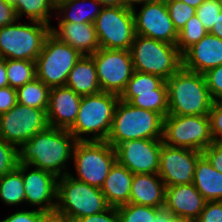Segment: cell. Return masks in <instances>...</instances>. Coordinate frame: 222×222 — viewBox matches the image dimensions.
<instances>
[{"mask_svg":"<svg viewBox=\"0 0 222 222\" xmlns=\"http://www.w3.org/2000/svg\"><path fill=\"white\" fill-rule=\"evenodd\" d=\"M101 9L97 0H60L56 2L55 19L58 22L94 23Z\"/></svg>","mask_w":222,"mask_h":222,"instance_id":"26","label":"cell"},{"mask_svg":"<svg viewBox=\"0 0 222 222\" xmlns=\"http://www.w3.org/2000/svg\"><path fill=\"white\" fill-rule=\"evenodd\" d=\"M39 222H71V221L57 212H50V213H45L40 218Z\"/></svg>","mask_w":222,"mask_h":222,"instance_id":"46","label":"cell"},{"mask_svg":"<svg viewBox=\"0 0 222 222\" xmlns=\"http://www.w3.org/2000/svg\"><path fill=\"white\" fill-rule=\"evenodd\" d=\"M170 18L177 32H179L185 23L196 15V9L179 0H165Z\"/></svg>","mask_w":222,"mask_h":222,"instance_id":"34","label":"cell"},{"mask_svg":"<svg viewBox=\"0 0 222 222\" xmlns=\"http://www.w3.org/2000/svg\"><path fill=\"white\" fill-rule=\"evenodd\" d=\"M213 168L222 173V143H212L202 151Z\"/></svg>","mask_w":222,"mask_h":222,"instance_id":"42","label":"cell"},{"mask_svg":"<svg viewBox=\"0 0 222 222\" xmlns=\"http://www.w3.org/2000/svg\"><path fill=\"white\" fill-rule=\"evenodd\" d=\"M201 155L202 152L169 146L162 141L158 175L166 186L191 184Z\"/></svg>","mask_w":222,"mask_h":222,"instance_id":"16","label":"cell"},{"mask_svg":"<svg viewBox=\"0 0 222 222\" xmlns=\"http://www.w3.org/2000/svg\"><path fill=\"white\" fill-rule=\"evenodd\" d=\"M182 59L185 69L205 74L222 65V39L208 32L182 55Z\"/></svg>","mask_w":222,"mask_h":222,"instance_id":"20","label":"cell"},{"mask_svg":"<svg viewBox=\"0 0 222 222\" xmlns=\"http://www.w3.org/2000/svg\"><path fill=\"white\" fill-rule=\"evenodd\" d=\"M25 205L45 213L55 212L58 177L51 172L22 164Z\"/></svg>","mask_w":222,"mask_h":222,"instance_id":"18","label":"cell"},{"mask_svg":"<svg viewBox=\"0 0 222 222\" xmlns=\"http://www.w3.org/2000/svg\"><path fill=\"white\" fill-rule=\"evenodd\" d=\"M102 7H128L127 0H97Z\"/></svg>","mask_w":222,"mask_h":222,"instance_id":"48","label":"cell"},{"mask_svg":"<svg viewBox=\"0 0 222 222\" xmlns=\"http://www.w3.org/2000/svg\"><path fill=\"white\" fill-rule=\"evenodd\" d=\"M168 115L208 116L213 99L204 74L183 66L166 81Z\"/></svg>","mask_w":222,"mask_h":222,"instance_id":"2","label":"cell"},{"mask_svg":"<svg viewBox=\"0 0 222 222\" xmlns=\"http://www.w3.org/2000/svg\"><path fill=\"white\" fill-rule=\"evenodd\" d=\"M72 161L76 176L69 172L71 177L101 188L116 162L115 148L106 141H77Z\"/></svg>","mask_w":222,"mask_h":222,"instance_id":"8","label":"cell"},{"mask_svg":"<svg viewBox=\"0 0 222 222\" xmlns=\"http://www.w3.org/2000/svg\"><path fill=\"white\" fill-rule=\"evenodd\" d=\"M22 164L0 178V199L7 206H25ZM23 203V204H22Z\"/></svg>","mask_w":222,"mask_h":222,"instance_id":"28","label":"cell"},{"mask_svg":"<svg viewBox=\"0 0 222 222\" xmlns=\"http://www.w3.org/2000/svg\"><path fill=\"white\" fill-rule=\"evenodd\" d=\"M8 83L11 88L18 89L36 78L35 61L4 59Z\"/></svg>","mask_w":222,"mask_h":222,"instance_id":"31","label":"cell"},{"mask_svg":"<svg viewBox=\"0 0 222 222\" xmlns=\"http://www.w3.org/2000/svg\"><path fill=\"white\" fill-rule=\"evenodd\" d=\"M165 195L166 185L158 173L133 175L129 203L164 208Z\"/></svg>","mask_w":222,"mask_h":222,"instance_id":"23","label":"cell"},{"mask_svg":"<svg viewBox=\"0 0 222 222\" xmlns=\"http://www.w3.org/2000/svg\"><path fill=\"white\" fill-rule=\"evenodd\" d=\"M192 183L207 202L222 201V173L203 154L197 160Z\"/></svg>","mask_w":222,"mask_h":222,"instance_id":"27","label":"cell"},{"mask_svg":"<svg viewBox=\"0 0 222 222\" xmlns=\"http://www.w3.org/2000/svg\"><path fill=\"white\" fill-rule=\"evenodd\" d=\"M119 100L118 95L103 91L82 96L77 118L68 129L76 141H106Z\"/></svg>","mask_w":222,"mask_h":222,"instance_id":"3","label":"cell"},{"mask_svg":"<svg viewBox=\"0 0 222 222\" xmlns=\"http://www.w3.org/2000/svg\"><path fill=\"white\" fill-rule=\"evenodd\" d=\"M208 31L200 22L197 15L190 18L185 26L178 32V39L176 46L183 55L191 46L199 42Z\"/></svg>","mask_w":222,"mask_h":222,"instance_id":"32","label":"cell"},{"mask_svg":"<svg viewBox=\"0 0 222 222\" xmlns=\"http://www.w3.org/2000/svg\"><path fill=\"white\" fill-rule=\"evenodd\" d=\"M8 4L13 5L14 7L19 3V0H5Z\"/></svg>","mask_w":222,"mask_h":222,"instance_id":"52","label":"cell"},{"mask_svg":"<svg viewBox=\"0 0 222 222\" xmlns=\"http://www.w3.org/2000/svg\"><path fill=\"white\" fill-rule=\"evenodd\" d=\"M65 86L81 96L101 92L96 67L91 55H83L70 71Z\"/></svg>","mask_w":222,"mask_h":222,"instance_id":"25","label":"cell"},{"mask_svg":"<svg viewBox=\"0 0 222 222\" xmlns=\"http://www.w3.org/2000/svg\"><path fill=\"white\" fill-rule=\"evenodd\" d=\"M18 165L17 147L0 138V178Z\"/></svg>","mask_w":222,"mask_h":222,"instance_id":"36","label":"cell"},{"mask_svg":"<svg viewBox=\"0 0 222 222\" xmlns=\"http://www.w3.org/2000/svg\"><path fill=\"white\" fill-rule=\"evenodd\" d=\"M16 20L15 7L5 0H0V27L10 25Z\"/></svg>","mask_w":222,"mask_h":222,"instance_id":"44","label":"cell"},{"mask_svg":"<svg viewBox=\"0 0 222 222\" xmlns=\"http://www.w3.org/2000/svg\"><path fill=\"white\" fill-rule=\"evenodd\" d=\"M208 116L214 143H222V100L213 101Z\"/></svg>","mask_w":222,"mask_h":222,"instance_id":"38","label":"cell"},{"mask_svg":"<svg viewBox=\"0 0 222 222\" xmlns=\"http://www.w3.org/2000/svg\"><path fill=\"white\" fill-rule=\"evenodd\" d=\"M55 7L54 0H19L15 6V14L18 20L26 17L27 21H38L52 26L51 17L55 16Z\"/></svg>","mask_w":222,"mask_h":222,"instance_id":"29","label":"cell"},{"mask_svg":"<svg viewBox=\"0 0 222 222\" xmlns=\"http://www.w3.org/2000/svg\"><path fill=\"white\" fill-rule=\"evenodd\" d=\"M50 25L38 21L16 20L0 27V58L35 61L42 51Z\"/></svg>","mask_w":222,"mask_h":222,"instance_id":"7","label":"cell"},{"mask_svg":"<svg viewBox=\"0 0 222 222\" xmlns=\"http://www.w3.org/2000/svg\"><path fill=\"white\" fill-rule=\"evenodd\" d=\"M76 142L68 129L48 126L17 148L18 164L62 177L70 172L68 162L72 160Z\"/></svg>","mask_w":222,"mask_h":222,"instance_id":"1","label":"cell"},{"mask_svg":"<svg viewBox=\"0 0 222 222\" xmlns=\"http://www.w3.org/2000/svg\"><path fill=\"white\" fill-rule=\"evenodd\" d=\"M108 205L100 188L79 181L68 173L58 177L55 212L71 222L107 210Z\"/></svg>","mask_w":222,"mask_h":222,"instance_id":"5","label":"cell"},{"mask_svg":"<svg viewBox=\"0 0 222 222\" xmlns=\"http://www.w3.org/2000/svg\"><path fill=\"white\" fill-rule=\"evenodd\" d=\"M134 70L156 75L165 81L182 66V54L174 44L135 35L129 49Z\"/></svg>","mask_w":222,"mask_h":222,"instance_id":"6","label":"cell"},{"mask_svg":"<svg viewBox=\"0 0 222 222\" xmlns=\"http://www.w3.org/2000/svg\"><path fill=\"white\" fill-rule=\"evenodd\" d=\"M9 86L5 62L0 60V88Z\"/></svg>","mask_w":222,"mask_h":222,"instance_id":"49","label":"cell"},{"mask_svg":"<svg viewBox=\"0 0 222 222\" xmlns=\"http://www.w3.org/2000/svg\"><path fill=\"white\" fill-rule=\"evenodd\" d=\"M162 139H137L115 147L116 161L133 174L158 173Z\"/></svg>","mask_w":222,"mask_h":222,"instance_id":"17","label":"cell"},{"mask_svg":"<svg viewBox=\"0 0 222 222\" xmlns=\"http://www.w3.org/2000/svg\"><path fill=\"white\" fill-rule=\"evenodd\" d=\"M81 98V95L67 86L51 88L46 112L48 125L69 129L77 118Z\"/></svg>","mask_w":222,"mask_h":222,"instance_id":"19","label":"cell"},{"mask_svg":"<svg viewBox=\"0 0 222 222\" xmlns=\"http://www.w3.org/2000/svg\"><path fill=\"white\" fill-rule=\"evenodd\" d=\"M195 222H222V201H208Z\"/></svg>","mask_w":222,"mask_h":222,"instance_id":"40","label":"cell"},{"mask_svg":"<svg viewBox=\"0 0 222 222\" xmlns=\"http://www.w3.org/2000/svg\"><path fill=\"white\" fill-rule=\"evenodd\" d=\"M153 222H195V220L179 215H174L165 209H162L157 214Z\"/></svg>","mask_w":222,"mask_h":222,"instance_id":"45","label":"cell"},{"mask_svg":"<svg viewBox=\"0 0 222 222\" xmlns=\"http://www.w3.org/2000/svg\"><path fill=\"white\" fill-rule=\"evenodd\" d=\"M157 0H127V6L132 8L138 4L145 3V2H152Z\"/></svg>","mask_w":222,"mask_h":222,"instance_id":"51","label":"cell"},{"mask_svg":"<svg viewBox=\"0 0 222 222\" xmlns=\"http://www.w3.org/2000/svg\"><path fill=\"white\" fill-rule=\"evenodd\" d=\"M138 5H141L139 12L136 6L131 8L134 16L135 34L176 45L178 32L170 18L165 0Z\"/></svg>","mask_w":222,"mask_h":222,"instance_id":"15","label":"cell"},{"mask_svg":"<svg viewBox=\"0 0 222 222\" xmlns=\"http://www.w3.org/2000/svg\"><path fill=\"white\" fill-rule=\"evenodd\" d=\"M162 138L163 117L159 113L118 101L106 142L115 148L130 140Z\"/></svg>","mask_w":222,"mask_h":222,"instance_id":"4","label":"cell"},{"mask_svg":"<svg viewBox=\"0 0 222 222\" xmlns=\"http://www.w3.org/2000/svg\"><path fill=\"white\" fill-rule=\"evenodd\" d=\"M179 1L184 2L187 5L197 9L203 3L204 0H179Z\"/></svg>","mask_w":222,"mask_h":222,"instance_id":"50","label":"cell"},{"mask_svg":"<svg viewBox=\"0 0 222 222\" xmlns=\"http://www.w3.org/2000/svg\"><path fill=\"white\" fill-rule=\"evenodd\" d=\"M48 126L45 110L17 103L0 115V138L18 148Z\"/></svg>","mask_w":222,"mask_h":222,"instance_id":"14","label":"cell"},{"mask_svg":"<svg viewBox=\"0 0 222 222\" xmlns=\"http://www.w3.org/2000/svg\"><path fill=\"white\" fill-rule=\"evenodd\" d=\"M82 56L50 33L35 60L36 77L50 89L65 86L70 71Z\"/></svg>","mask_w":222,"mask_h":222,"instance_id":"9","label":"cell"},{"mask_svg":"<svg viewBox=\"0 0 222 222\" xmlns=\"http://www.w3.org/2000/svg\"><path fill=\"white\" fill-rule=\"evenodd\" d=\"M75 222H120L117 208L109 207L107 210L77 219Z\"/></svg>","mask_w":222,"mask_h":222,"instance_id":"43","label":"cell"},{"mask_svg":"<svg viewBox=\"0 0 222 222\" xmlns=\"http://www.w3.org/2000/svg\"><path fill=\"white\" fill-rule=\"evenodd\" d=\"M17 103L16 89L10 86L0 88V115L10 111Z\"/></svg>","mask_w":222,"mask_h":222,"instance_id":"41","label":"cell"},{"mask_svg":"<svg viewBox=\"0 0 222 222\" xmlns=\"http://www.w3.org/2000/svg\"><path fill=\"white\" fill-rule=\"evenodd\" d=\"M25 208L15 210L14 213L9 214L4 219L0 220V222H39L40 218L45 214V212L37 210V209H31V208Z\"/></svg>","mask_w":222,"mask_h":222,"instance_id":"39","label":"cell"},{"mask_svg":"<svg viewBox=\"0 0 222 222\" xmlns=\"http://www.w3.org/2000/svg\"><path fill=\"white\" fill-rule=\"evenodd\" d=\"M162 140L169 146L202 152L214 143L209 116L167 115Z\"/></svg>","mask_w":222,"mask_h":222,"instance_id":"10","label":"cell"},{"mask_svg":"<svg viewBox=\"0 0 222 222\" xmlns=\"http://www.w3.org/2000/svg\"><path fill=\"white\" fill-rule=\"evenodd\" d=\"M94 26L104 49L129 50L136 35L130 7H102Z\"/></svg>","mask_w":222,"mask_h":222,"instance_id":"11","label":"cell"},{"mask_svg":"<svg viewBox=\"0 0 222 222\" xmlns=\"http://www.w3.org/2000/svg\"><path fill=\"white\" fill-rule=\"evenodd\" d=\"M56 26L50 27V33L82 55H92L100 48L94 23L58 22Z\"/></svg>","mask_w":222,"mask_h":222,"instance_id":"22","label":"cell"},{"mask_svg":"<svg viewBox=\"0 0 222 222\" xmlns=\"http://www.w3.org/2000/svg\"><path fill=\"white\" fill-rule=\"evenodd\" d=\"M119 99L135 107L157 112L163 118L168 115L167 85L164 79L156 75L134 71Z\"/></svg>","mask_w":222,"mask_h":222,"instance_id":"12","label":"cell"},{"mask_svg":"<svg viewBox=\"0 0 222 222\" xmlns=\"http://www.w3.org/2000/svg\"><path fill=\"white\" fill-rule=\"evenodd\" d=\"M164 208L128 203L117 207L120 222H153Z\"/></svg>","mask_w":222,"mask_h":222,"instance_id":"33","label":"cell"},{"mask_svg":"<svg viewBox=\"0 0 222 222\" xmlns=\"http://www.w3.org/2000/svg\"><path fill=\"white\" fill-rule=\"evenodd\" d=\"M209 33L222 39V10L218 14V18Z\"/></svg>","mask_w":222,"mask_h":222,"instance_id":"47","label":"cell"},{"mask_svg":"<svg viewBox=\"0 0 222 222\" xmlns=\"http://www.w3.org/2000/svg\"><path fill=\"white\" fill-rule=\"evenodd\" d=\"M221 10V0H204L196 9L198 19L208 32H210L213 28V24L216 22Z\"/></svg>","mask_w":222,"mask_h":222,"instance_id":"35","label":"cell"},{"mask_svg":"<svg viewBox=\"0 0 222 222\" xmlns=\"http://www.w3.org/2000/svg\"><path fill=\"white\" fill-rule=\"evenodd\" d=\"M16 92L18 103L47 112L50 88L37 77L16 89Z\"/></svg>","mask_w":222,"mask_h":222,"instance_id":"30","label":"cell"},{"mask_svg":"<svg viewBox=\"0 0 222 222\" xmlns=\"http://www.w3.org/2000/svg\"><path fill=\"white\" fill-rule=\"evenodd\" d=\"M204 77L213 101L222 100V65L208 70Z\"/></svg>","mask_w":222,"mask_h":222,"instance_id":"37","label":"cell"},{"mask_svg":"<svg viewBox=\"0 0 222 222\" xmlns=\"http://www.w3.org/2000/svg\"><path fill=\"white\" fill-rule=\"evenodd\" d=\"M206 202L193 183L166 186L164 209L171 214L196 220Z\"/></svg>","mask_w":222,"mask_h":222,"instance_id":"21","label":"cell"},{"mask_svg":"<svg viewBox=\"0 0 222 222\" xmlns=\"http://www.w3.org/2000/svg\"><path fill=\"white\" fill-rule=\"evenodd\" d=\"M91 56L101 91L120 96L135 71L130 51L99 48Z\"/></svg>","mask_w":222,"mask_h":222,"instance_id":"13","label":"cell"},{"mask_svg":"<svg viewBox=\"0 0 222 222\" xmlns=\"http://www.w3.org/2000/svg\"><path fill=\"white\" fill-rule=\"evenodd\" d=\"M133 173L117 161L111 167L108 176L100 188L110 207H119L129 203Z\"/></svg>","mask_w":222,"mask_h":222,"instance_id":"24","label":"cell"}]
</instances>
